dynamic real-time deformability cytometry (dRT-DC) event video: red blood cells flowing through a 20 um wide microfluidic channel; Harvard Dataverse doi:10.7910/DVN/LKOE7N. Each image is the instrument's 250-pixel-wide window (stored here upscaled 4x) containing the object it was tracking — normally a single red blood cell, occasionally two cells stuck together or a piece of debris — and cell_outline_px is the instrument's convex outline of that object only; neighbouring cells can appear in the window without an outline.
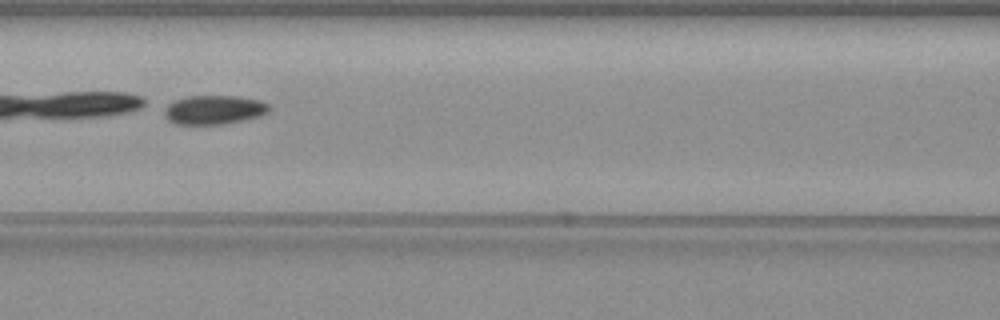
{"species": "common noctule bat (a hibernating species)", "species_latin": "Nyctalus noctula", "temperature_condition": "warm", "stored_images_in_passage": 56, "camera_frame_rate_fps": 3000, "um_per_image_px": 0.085, "animal": {"sex": "female", "body_mass_g": 19.3, "forearm_length_mm": 54.1}, "frame": {"image": 1, "passage_image": 25, "time_ms": 8.0, "image_size_px": [1000, 320], "cell_outline_px": [[268, 112], [260, 116], [244, 120], [224, 124], [176, 124], [168, 120], [164, 116], [164, 108], [168, 104], [176, 100], [188, 96], [240, 96], [260, 100], [268, 104]], "centroid_in_image_um": [18.18, 9.33], "position_along_channel_um": 148.4, "area_um2": 17.74}, "authors_computed_cell_mechanics": {"area_um2": 18.3226, "velocity_mm_per_s": 3.5298, "shape_relaxation_time_tau1_ms": 0.2206, "shape_relaxation_time_tau2_ms": null, "deformation_change_tau1": 0.319, "deformation_change_tau2": null}}